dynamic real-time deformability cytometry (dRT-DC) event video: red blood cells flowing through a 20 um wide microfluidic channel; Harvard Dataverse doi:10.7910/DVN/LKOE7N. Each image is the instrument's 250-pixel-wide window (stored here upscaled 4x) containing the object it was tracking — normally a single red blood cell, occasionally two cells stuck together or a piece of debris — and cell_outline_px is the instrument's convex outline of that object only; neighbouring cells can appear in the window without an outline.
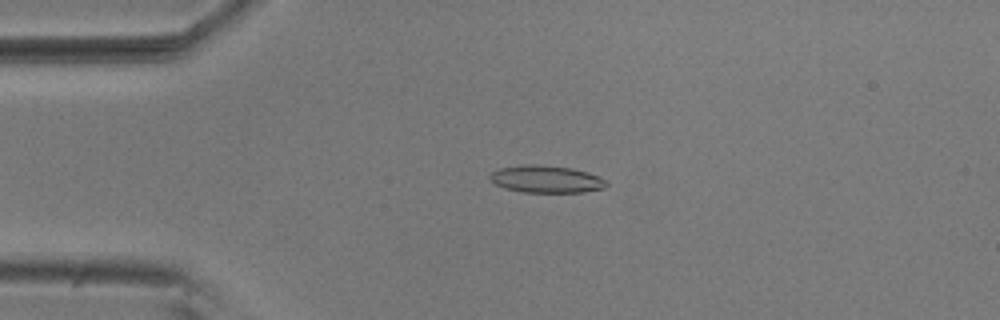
{"species": "common noctule bat (a hibernating species)", "species_latin": "Nyctalus noctula", "temperature_condition": "room temperature", "stored_images_in_passage": 4, "camera_frame_rate_fps": 3000, "um_per_image_px": 0.085, "animal": {"sex": "male", "body_mass_g": 20.5, "forearm_length_mm": 52.5}, "frame": {"image": 1, "passage_image": 2, "time_ms": 0.333, "image_size_px": [1000, 320], "cell_outline_px": [[608, 184], [604, 188], [584, 192], [524, 192], [504, 188], [488, 180], [488, 176], [492, 172], [500, 168], [528, 164], [536, 164], [572, 168], [588, 172], [608, 180]], "centroid_in_image_um": [46.44, 15.23], "position_along_channel_um": 38.6, "area_um2": 18.61}}
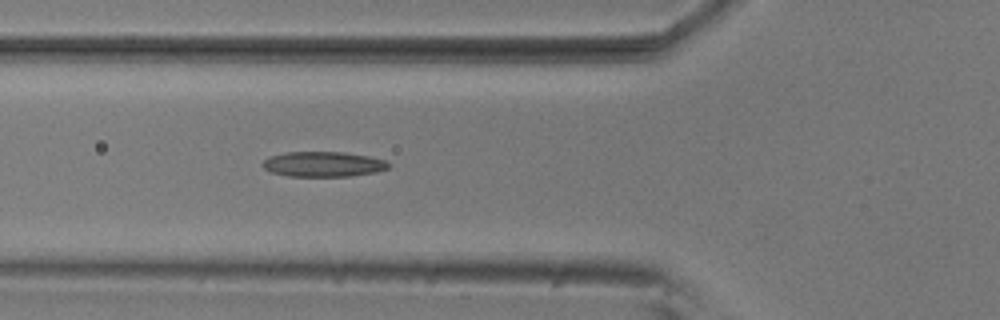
{"frame": {"image": 2, "passage_image": 4, "time_ms": 1.0, "image_size_px": [1000, 320], "cell_outline_px": [[388, 168], [376, 172], [352, 176], [288, 176], [272, 172], [264, 168], [260, 164], [268, 156], [288, 152], [344, 152], [368, 156], [384, 160], [388, 164]], "centroid_in_image_um": [27.44, 13.95], "position_along_channel_um": 98.4, "area_um2": 18.38}}